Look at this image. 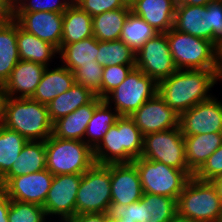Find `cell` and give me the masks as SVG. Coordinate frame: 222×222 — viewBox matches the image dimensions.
Instances as JSON below:
<instances>
[{"label":"cell","mask_w":222,"mask_h":222,"mask_svg":"<svg viewBox=\"0 0 222 222\" xmlns=\"http://www.w3.org/2000/svg\"><path fill=\"white\" fill-rule=\"evenodd\" d=\"M215 70H177L158 82V94L179 115L198 103L210 99L211 88L217 85Z\"/></svg>","instance_id":"obj_1"},{"label":"cell","mask_w":222,"mask_h":222,"mask_svg":"<svg viewBox=\"0 0 222 222\" xmlns=\"http://www.w3.org/2000/svg\"><path fill=\"white\" fill-rule=\"evenodd\" d=\"M144 136L129 116H120L93 149L96 164L132 163L141 157Z\"/></svg>","instance_id":"obj_2"},{"label":"cell","mask_w":222,"mask_h":222,"mask_svg":"<svg viewBox=\"0 0 222 222\" xmlns=\"http://www.w3.org/2000/svg\"><path fill=\"white\" fill-rule=\"evenodd\" d=\"M3 125L28 141H46L53 131L47 105L31 98L8 97Z\"/></svg>","instance_id":"obj_3"},{"label":"cell","mask_w":222,"mask_h":222,"mask_svg":"<svg viewBox=\"0 0 222 222\" xmlns=\"http://www.w3.org/2000/svg\"><path fill=\"white\" fill-rule=\"evenodd\" d=\"M177 215L201 222H221L222 203L212 182L192 176L177 199Z\"/></svg>","instance_id":"obj_4"},{"label":"cell","mask_w":222,"mask_h":222,"mask_svg":"<svg viewBox=\"0 0 222 222\" xmlns=\"http://www.w3.org/2000/svg\"><path fill=\"white\" fill-rule=\"evenodd\" d=\"M45 148L46 169L53 175L83 174L95 164L93 149L84 141L51 135Z\"/></svg>","instance_id":"obj_5"},{"label":"cell","mask_w":222,"mask_h":222,"mask_svg":"<svg viewBox=\"0 0 222 222\" xmlns=\"http://www.w3.org/2000/svg\"><path fill=\"white\" fill-rule=\"evenodd\" d=\"M139 173L143 193L178 199L193 176L192 171L178 170L159 161L139 157L132 162Z\"/></svg>","instance_id":"obj_6"},{"label":"cell","mask_w":222,"mask_h":222,"mask_svg":"<svg viewBox=\"0 0 222 222\" xmlns=\"http://www.w3.org/2000/svg\"><path fill=\"white\" fill-rule=\"evenodd\" d=\"M171 56L178 70L216 68L215 45L203 38L171 28L167 32Z\"/></svg>","instance_id":"obj_7"},{"label":"cell","mask_w":222,"mask_h":222,"mask_svg":"<svg viewBox=\"0 0 222 222\" xmlns=\"http://www.w3.org/2000/svg\"><path fill=\"white\" fill-rule=\"evenodd\" d=\"M106 214L119 222H171L177 216V200L143 193L130 205L111 202Z\"/></svg>","instance_id":"obj_8"},{"label":"cell","mask_w":222,"mask_h":222,"mask_svg":"<svg viewBox=\"0 0 222 222\" xmlns=\"http://www.w3.org/2000/svg\"><path fill=\"white\" fill-rule=\"evenodd\" d=\"M111 203V164H94L82 174L76 214L106 213Z\"/></svg>","instance_id":"obj_9"},{"label":"cell","mask_w":222,"mask_h":222,"mask_svg":"<svg viewBox=\"0 0 222 222\" xmlns=\"http://www.w3.org/2000/svg\"><path fill=\"white\" fill-rule=\"evenodd\" d=\"M157 92L158 83L135 67L104 100L114 107L120 116H130Z\"/></svg>","instance_id":"obj_10"},{"label":"cell","mask_w":222,"mask_h":222,"mask_svg":"<svg viewBox=\"0 0 222 222\" xmlns=\"http://www.w3.org/2000/svg\"><path fill=\"white\" fill-rule=\"evenodd\" d=\"M141 157L178 170L191 171L185 160V141L180 127L145 135Z\"/></svg>","instance_id":"obj_11"},{"label":"cell","mask_w":222,"mask_h":222,"mask_svg":"<svg viewBox=\"0 0 222 222\" xmlns=\"http://www.w3.org/2000/svg\"><path fill=\"white\" fill-rule=\"evenodd\" d=\"M135 66L157 83L178 70L171 56L167 33H158L143 44L136 53Z\"/></svg>","instance_id":"obj_12"},{"label":"cell","mask_w":222,"mask_h":222,"mask_svg":"<svg viewBox=\"0 0 222 222\" xmlns=\"http://www.w3.org/2000/svg\"><path fill=\"white\" fill-rule=\"evenodd\" d=\"M82 174L54 175L43 208L46 216L58 220L71 219L76 215V196Z\"/></svg>","instance_id":"obj_13"},{"label":"cell","mask_w":222,"mask_h":222,"mask_svg":"<svg viewBox=\"0 0 222 222\" xmlns=\"http://www.w3.org/2000/svg\"><path fill=\"white\" fill-rule=\"evenodd\" d=\"M214 96L180 114L179 127L184 136L222 132V101Z\"/></svg>","instance_id":"obj_14"},{"label":"cell","mask_w":222,"mask_h":222,"mask_svg":"<svg viewBox=\"0 0 222 222\" xmlns=\"http://www.w3.org/2000/svg\"><path fill=\"white\" fill-rule=\"evenodd\" d=\"M129 117L145 136L179 127L180 115L157 93Z\"/></svg>","instance_id":"obj_15"},{"label":"cell","mask_w":222,"mask_h":222,"mask_svg":"<svg viewBox=\"0 0 222 222\" xmlns=\"http://www.w3.org/2000/svg\"><path fill=\"white\" fill-rule=\"evenodd\" d=\"M54 175L44 169L18 177H12L2 188L10 200L43 206Z\"/></svg>","instance_id":"obj_16"},{"label":"cell","mask_w":222,"mask_h":222,"mask_svg":"<svg viewBox=\"0 0 222 222\" xmlns=\"http://www.w3.org/2000/svg\"><path fill=\"white\" fill-rule=\"evenodd\" d=\"M13 19L18 23L19 27L27 33L51 43L58 50L60 49L63 32V13H14Z\"/></svg>","instance_id":"obj_17"},{"label":"cell","mask_w":222,"mask_h":222,"mask_svg":"<svg viewBox=\"0 0 222 222\" xmlns=\"http://www.w3.org/2000/svg\"><path fill=\"white\" fill-rule=\"evenodd\" d=\"M143 195L138 170L133 163L111 164V202L130 205Z\"/></svg>","instance_id":"obj_18"},{"label":"cell","mask_w":222,"mask_h":222,"mask_svg":"<svg viewBox=\"0 0 222 222\" xmlns=\"http://www.w3.org/2000/svg\"><path fill=\"white\" fill-rule=\"evenodd\" d=\"M46 66L20 60L12 70L4 89L11 98H31L39 85Z\"/></svg>","instance_id":"obj_19"},{"label":"cell","mask_w":222,"mask_h":222,"mask_svg":"<svg viewBox=\"0 0 222 222\" xmlns=\"http://www.w3.org/2000/svg\"><path fill=\"white\" fill-rule=\"evenodd\" d=\"M173 28L211 42V12L206 6L176 5Z\"/></svg>","instance_id":"obj_20"},{"label":"cell","mask_w":222,"mask_h":222,"mask_svg":"<svg viewBox=\"0 0 222 222\" xmlns=\"http://www.w3.org/2000/svg\"><path fill=\"white\" fill-rule=\"evenodd\" d=\"M176 4V0H140L131 11L158 33H167L173 28Z\"/></svg>","instance_id":"obj_21"},{"label":"cell","mask_w":222,"mask_h":222,"mask_svg":"<svg viewBox=\"0 0 222 222\" xmlns=\"http://www.w3.org/2000/svg\"><path fill=\"white\" fill-rule=\"evenodd\" d=\"M96 96L90 103L80 106L72 113L53 123L52 135L61 139L84 141L86 127L91 120L96 106L102 101Z\"/></svg>","instance_id":"obj_22"},{"label":"cell","mask_w":222,"mask_h":222,"mask_svg":"<svg viewBox=\"0 0 222 222\" xmlns=\"http://www.w3.org/2000/svg\"><path fill=\"white\" fill-rule=\"evenodd\" d=\"M75 83L73 72L62 64L52 70L47 66L31 99L48 105L56 96L69 90Z\"/></svg>","instance_id":"obj_23"},{"label":"cell","mask_w":222,"mask_h":222,"mask_svg":"<svg viewBox=\"0 0 222 222\" xmlns=\"http://www.w3.org/2000/svg\"><path fill=\"white\" fill-rule=\"evenodd\" d=\"M46 169L45 141H27L10 171L0 180L3 187L12 177H18Z\"/></svg>","instance_id":"obj_24"},{"label":"cell","mask_w":222,"mask_h":222,"mask_svg":"<svg viewBox=\"0 0 222 222\" xmlns=\"http://www.w3.org/2000/svg\"><path fill=\"white\" fill-rule=\"evenodd\" d=\"M184 141L187 166L195 173L222 145V132L184 136Z\"/></svg>","instance_id":"obj_25"},{"label":"cell","mask_w":222,"mask_h":222,"mask_svg":"<svg viewBox=\"0 0 222 222\" xmlns=\"http://www.w3.org/2000/svg\"><path fill=\"white\" fill-rule=\"evenodd\" d=\"M20 61L17 45V22L11 18L0 22V84L9 79Z\"/></svg>","instance_id":"obj_26"},{"label":"cell","mask_w":222,"mask_h":222,"mask_svg":"<svg viewBox=\"0 0 222 222\" xmlns=\"http://www.w3.org/2000/svg\"><path fill=\"white\" fill-rule=\"evenodd\" d=\"M58 51L60 64L71 72L80 65H99L96 61L99 52V41L94 36L67 45H60Z\"/></svg>","instance_id":"obj_27"},{"label":"cell","mask_w":222,"mask_h":222,"mask_svg":"<svg viewBox=\"0 0 222 222\" xmlns=\"http://www.w3.org/2000/svg\"><path fill=\"white\" fill-rule=\"evenodd\" d=\"M17 45L20 60L31 61L51 66L52 59L59 54L58 49L51 43L27 33L17 23Z\"/></svg>","instance_id":"obj_28"},{"label":"cell","mask_w":222,"mask_h":222,"mask_svg":"<svg viewBox=\"0 0 222 222\" xmlns=\"http://www.w3.org/2000/svg\"><path fill=\"white\" fill-rule=\"evenodd\" d=\"M96 94L90 89L76 84L59 96H56L48 105V114L52 123L72 113L80 106L90 103Z\"/></svg>","instance_id":"obj_29"},{"label":"cell","mask_w":222,"mask_h":222,"mask_svg":"<svg viewBox=\"0 0 222 222\" xmlns=\"http://www.w3.org/2000/svg\"><path fill=\"white\" fill-rule=\"evenodd\" d=\"M93 36L92 16L72 3L63 13L61 45L78 42Z\"/></svg>","instance_id":"obj_30"},{"label":"cell","mask_w":222,"mask_h":222,"mask_svg":"<svg viewBox=\"0 0 222 222\" xmlns=\"http://www.w3.org/2000/svg\"><path fill=\"white\" fill-rule=\"evenodd\" d=\"M130 12L131 8L125 6L124 8L95 15L92 17L93 36L98 41L119 40L122 28Z\"/></svg>","instance_id":"obj_31"},{"label":"cell","mask_w":222,"mask_h":222,"mask_svg":"<svg viewBox=\"0 0 222 222\" xmlns=\"http://www.w3.org/2000/svg\"><path fill=\"white\" fill-rule=\"evenodd\" d=\"M119 117L117 111L103 99L96 106L94 114L88 122L84 142L94 149Z\"/></svg>","instance_id":"obj_32"},{"label":"cell","mask_w":222,"mask_h":222,"mask_svg":"<svg viewBox=\"0 0 222 222\" xmlns=\"http://www.w3.org/2000/svg\"><path fill=\"white\" fill-rule=\"evenodd\" d=\"M27 141L18 132L0 126V180L10 171Z\"/></svg>","instance_id":"obj_33"},{"label":"cell","mask_w":222,"mask_h":222,"mask_svg":"<svg viewBox=\"0 0 222 222\" xmlns=\"http://www.w3.org/2000/svg\"><path fill=\"white\" fill-rule=\"evenodd\" d=\"M156 34L158 32L151 25L131 11L122 28L120 39L136 54L143 44Z\"/></svg>","instance_id":"obj_34"},{"label":"cell","mask_w":222,"mask_h":222,"mask_svg":"<svg viewBox=\"0 0 222 222\" xmlns=\"http://www.w3.org/2000/svg\"><path fill=\"white\" fill-rule=\"evenodd\" d=\"M136 54L121 39L99 41V52L96 61L103 67L115 65L135 66Z\"/></svg>","instance_id":"obj_35"},{"label":"cell","mask_w":222,"mask_h":222,"mask_svg":"<svg viewBox=\"0 0 222 222\" xmlns=\"http://www.w3.org/2000/svg\"><path fill=\"white\" fill-rule=\"evenodd\" d=\"M48 220L43 206L10 200L8 222H44Z\"/></svg>","instance_id":"obj_36"},{"label":"cell","mask_w":222,"mask_h":222,"mask_svg":"<svg viewBox=\"0 0 222 222\" xmlns=\"http://www.w3.org/2000/svg\"><path fill=\"white\" fill-rule=\"evenodd\" d=\"M102 65H80L73 71L76 84L90 89L102 99Z\"/></svg>","instance_id":"obj_37"},{"label":"cell","mask_w":222,"mask_h":222,"mask_svg":"<svg viewBox=\"0 0 222 222\" xmlns=\"http://www.w3.org/2000/svg\"><path fill=\"white\" fill-rule=\"evenodd\" d=\"M71 4V0H19V2L14 6V13H64Z\"/></svg>","instance_id":"obj_38"},{"label":"cell","mask_w":222,"mask_h":222,"mask_svg":"<svg viewBox=\"0 0 222 222\" xmlns=\"http://www.w3.org/2000/svg\"><path fill=\"white\" fill-rule=\"evenodd\" d=\"M136 66L115 65L106 66L102 75V99H104L112 90L117 88Z\"/></svg>","instance_id":"obj_39"},{"label":"cell","mask_w":222,"mask_h":222,"mask_svg":"<svg viewBox=\"0 0 222 222\" xmlns=\"http://www.w3.org/2000/svg\"><path fill=\"white\" fill-rule=\"evenodd\" d=\"M193 176L202 181H212L222 176V145L210 155Z\"/></svg>","instance_id":"obj_40"},{"label":"cell","mask_w":222,"mask_h":222,"mask_svg":"<svg viewBox=\"0 0 222 222\" xmlns=\"http://www.w3.org/2000/svg\"><path fill=\"white\" fill-rule=\"evenodd\" d=\"M76 5L92 17L126 6L124 0H79Z\"/></svg>","instance_id":"obj_41"},{"label":"cell","mask_w":222,"mask_h":222,"mask_svg":"<svg viewBox=\"0 0 222 222\" xmlns=\"http://www.w3.org/2000/svg\"><path fill=\"white\" fill-rule=\"evenodd\" d=\"M206 7L211 12V42L216 46L222 41V0L212 1Z\"/></svg>","instance_id":"obj_42"},{"label":"cell","mask_w":222,"mask_h":222,"mask_svg":"<svg viewBox=\"0 0 222 222\" xmlns=\"http://www.w3.org/2000/svg\"><path fill=\"white\" fill-rule=\"evenodd\" d=\"M10 207V198L6 191L0 187V222H8V210Z\"/></svg>","instance_id":"obj_43"},{"label":"cell","mask_w":222,"mask_h":222,"mask_svg":"<svg viewBox=\"0 0 222 222\" xmlns=\"http://www.w3.org/2000/svg\"><path fill=\"white\" fill-rule=\"evenodd\" d=\"M72 222H103V213H80L71 218Z\"/></svg>","instance_id":"obj_44"},{"label":"cell","mask_w":222,"mask_h":222,"mask_svg":"<svg viewBox=\"0 0 222 222\" xmlns=\"http://www.w3.org/2000/svg\"><path fill=\"white\" fill-rule=\"evenodd\" d=\"M14 7L7 0H0V19L7 20L13 18Z\"/></svg>","instance_id":"obj_45"},{"label":"cell","mask_w":222,"mask_h":222,"mask_svg":"<svg viewBox=\"0 0 222 222\" xmlns=\"http://www.w3.org/2000/svg\"><path fill=\"white\" fill-rule=\"evenodd\" d=\"M216 75L219 81H222V41L216 46Z\"/></svg>","instance_id":"obj_46"},{"label":"cell","mask_w":222,"mask_h":222,"mask_svg":"<svg viewBox=\"0 0 222 222\" xmlns=\"http://www.w3.org/2000/svg\"><path fill=\"white\" fill-rule=\"evenodd\" d=\"M7 94L5 92L4 86L0 84V126L4 123L5 118V104L7 101Z\"/></svg>","instance_id":"obj_47"},{"label":"cell","mask_w":222,"mask_h":222,"mask_svg":"<svg viewBox=\"0 0 222 222\" xmlns=\"http://www.w3.org/2000/svg\"><path fill=\"white\" fill-rule=\"evenodd\" d=\"M212 1L215 0H176V5L207 6Z\"/></svg>","instance_id":"obj_48"},{"label":"cell","mask_w":222,"mask_h":222,"mask_svg":"<svg viewBox=\"0 0 222 222\" xmlns=\"http://www.w3.org/2000/svg\"><path fill=\"white\" fill-rule=\"evenodd\" d=\"M211 182L214 185V187L216 188L217 194L219 195V198L222 203V176H219V177L213 179Z\"/></svg>","instance_id":"obj_49"},{"label":"cell","mask_w":222,"mask_h":222,"mask_svg":"<svg viewBox=\"0 0 222 222\" xmlns=\"http://www.w3.org/2000/svg\"><path fill=\"white\" fill-rule=\"evenodd\" d=\"M171 222H201V221H195V220L183 218L177 215Z\"/></svg>","instance_id":"obj_50"},{"label":"cell","mask_w":222,"mask_h":222,"mask_svg":"<svg viewBox=\"0 0 222 222\" xmlns=\"http://www.w3.org/2000/svg\"><path fill=\"white\" fill-rule=\"evenodd\" d=\"M103 222H119V221L110 217L108 214L103 213Z\"/></svg>","instance_id":"obj_51"},{"label":"cell","mask_w":222,"mask_h":222,"mask_svg":"<svg viewBox=\"0 0 222 222\" xmlns=\"http://www.w3.org/2000/svg\"><path fill=\"white\" fill-rule=\"evenodd\" d=\"M140 0H124L126 7L131 8L134 4H136Z\"/></svg>","instance_id":"obj_52"},{"label":"cell","mask_w":222,"mask_h":222,"mask_svg":"<svg viewBox=\"0 0 222 222\" xmlns=\"http://www.w3.org/2000/svg\"><path fill=\"white\" fill-rule=\"evenodd\" d=\"M13 7L19 2V0H7Z\"/></svg>","instance_id":"obj_53"},{"label":"cell","mask_w":222,"mask_h":222,"mask_svg":"<svg viewBox=\"0 0 222 222\" xmlns=\"http://www.w3.org/2000/svg\"><path fill=\"white\" fill-rule=\"evenodd\" d=\"M72 222L71 219H62V220H57V222Z\"/></svg>","instance_id":"obj_54"},{"label":"cell","mask_w":222,"mask_h":222,"mask_svg":"<svg viewBox=\"0 0 222 222\" xmlns=\"http://www.w3.org/2000/svg\"><path fill=\"white\" fill-rule=\"evenodd\" d=\"M79 0H71L72 3L76 4Z\"/></svg>","instance_id":"obj_55"}]
</instances>
